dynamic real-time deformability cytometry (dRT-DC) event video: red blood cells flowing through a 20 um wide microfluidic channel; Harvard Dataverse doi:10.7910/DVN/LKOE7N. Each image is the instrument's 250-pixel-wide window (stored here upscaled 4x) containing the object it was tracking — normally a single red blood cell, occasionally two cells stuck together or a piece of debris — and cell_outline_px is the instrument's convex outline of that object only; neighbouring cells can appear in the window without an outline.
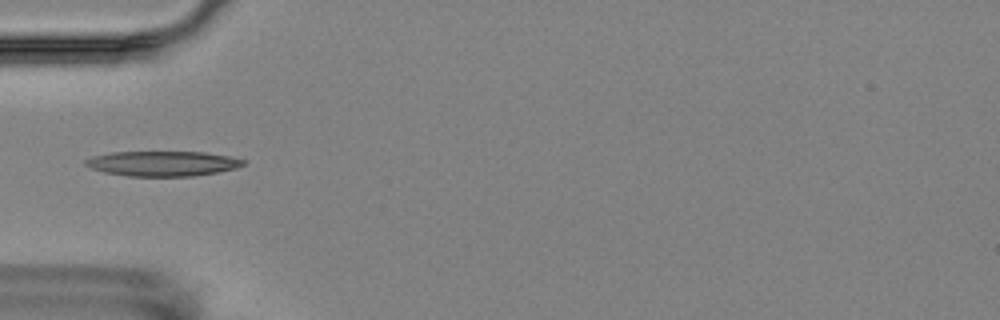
{"species": "Egyptian fruit bat (a non-hibernating species)", "species_latin": "Rousettus aegyptiacus", "temperature_condition": "room temperature", "stored_images_in_passage": 5, "camera_frame_rate_fps": 3000, "um_per_image_px": 0.085, "animal": {"sex": "female"}, "frame": {"image": 1, "passage_image": 3, "time_ms": 2.333, "image_size_px": [1000, 320], "cell_outline_px": [[244, 164], [236, 168], [216, 172], [192, 176], [128, 176], [104, 172], [92, 168], [84, 164], [84, 160], [92, 156], [112, 152], [204, 152], [228, 156], [244, 160]], "centroid_in_image_um": [13.78, 13.9], "position_along_channel_um": 71.2, "area_um2": 22.83}}
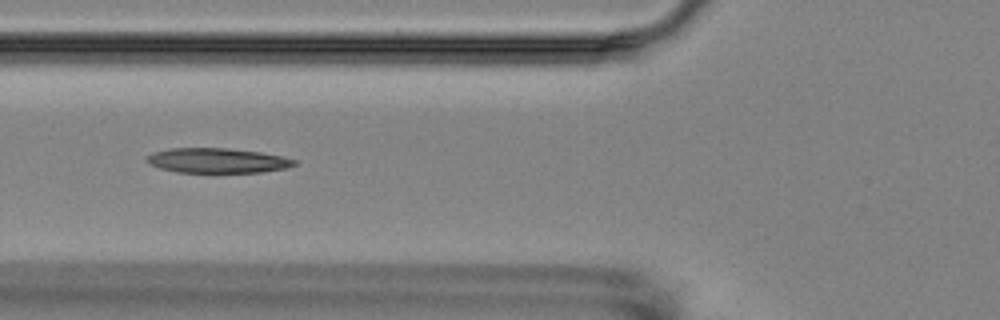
{"frame": {"image": 2, "passage_image": 4, "time_ms": 3.333, "image_size_px": [1000, 320], "cell_outline_px": [[296, 164], [284, 168], [260, 172], [176, 172], [160, 168], [144, 160], [144, 156], [152, 152], [168, 148], [228, 148], [260, 152], [280, 156], [296, 160]], "centroid_in_image_um": [18.39, 13.63], "position_along_channel_um": 107.4, "area_um2": 21.27}}
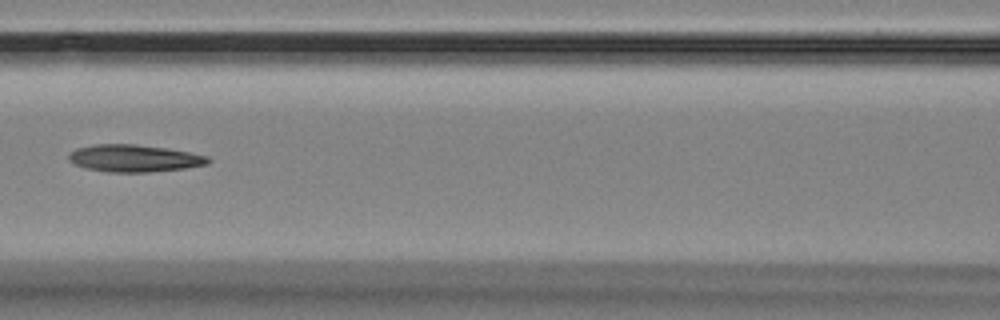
{"frame": {"image": 3, "passage_image": 5, "time_ms": 4.667, "image_size_px": [1000, 320], "cell_outline_px": [[212, 160], [208, 164], [184, 168], [148, 172], [108, 172], [84, 168], [68, 160], [68, 156], [76, 148], [92, 144], [136, 144], [164, 148], [188, 152], [208, 156]], "centroid_in_image_um": [11.39, 13.45], "position_along_channel_um": 155.2, "area_um2": 22.02}}